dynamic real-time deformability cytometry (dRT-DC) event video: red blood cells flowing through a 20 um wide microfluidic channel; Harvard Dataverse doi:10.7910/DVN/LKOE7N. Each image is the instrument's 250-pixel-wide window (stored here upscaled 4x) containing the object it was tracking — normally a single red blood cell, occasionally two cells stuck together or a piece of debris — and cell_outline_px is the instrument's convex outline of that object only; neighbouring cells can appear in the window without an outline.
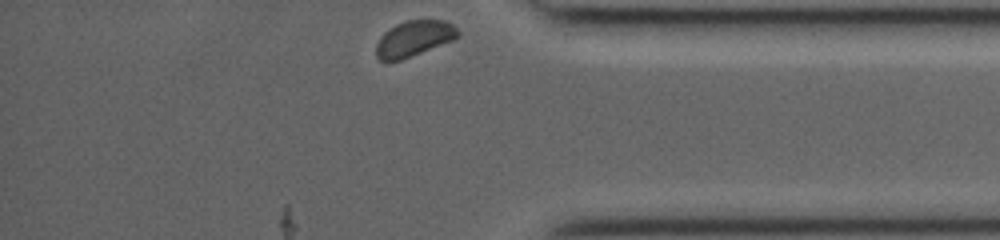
{"species": "common noctule bat (a hibernating species)", "species_latin": "Nyctalus noctula", "temperature_condition": "room temperature", "stored_images_in_passage": 27, "camera_frame_rate_fps": 3000, "um_per_image_px": 0.085, "animal": {"sex": "female", "body_mass_g": 19.0, "forearm_length_mm": 53.3}, "frame": {"image": 1, "passage_image": 27, "time_ms": 8.667, "image_size_px": [1000, 240], "cell_outline_px": [[460, 36], [456, 40], [400, 60], [384, 64], [376, 56], [376, 44], [380, 36], [384, 32], [396, 24], [408, 20], [444, 20], [452, 24], [460, 32]], "centroid_in_image_um": [35.19, 3.3], "position_along_channel_um": 400.0, "area_um2": 17.4}}